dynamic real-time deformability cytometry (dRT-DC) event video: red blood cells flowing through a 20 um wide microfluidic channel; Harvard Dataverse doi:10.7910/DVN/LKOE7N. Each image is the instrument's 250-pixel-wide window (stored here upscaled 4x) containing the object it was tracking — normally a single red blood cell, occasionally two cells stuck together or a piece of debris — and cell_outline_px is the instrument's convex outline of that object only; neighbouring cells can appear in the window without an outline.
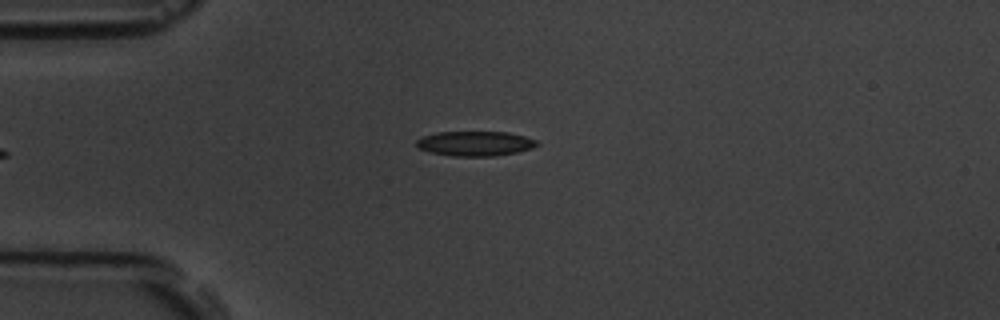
{"species": "common noctule bat (a hibernating species)", "species_latin": "Nyctalus noctula", "temperature_condition": "room temperature", "stored_images_in_passage": 2, "camera_frame_rate_fps": 3000, "um_per_image_px": 0.085, "animal": {"sex": "male", "body_mass_g": 19.5, "forearm_length_mm": 54.6}, "frame": {"image": 1, "passage_image": 2, "time_ms": 1.333, "image_size_px": [1000, 320], "cell_outline_px": [[540, 144], [532, 148], [516, 152], [496, 156], [452, 156], [432, 152], [416, 148], [416, 140], [424, 136], [436, 132], [508, 132], [524, 136], [536, 140]], "centroid_in_image_um": [40.38, 12.2], "position_along_channel_um": 44.6, "area_um2": 17.4}}